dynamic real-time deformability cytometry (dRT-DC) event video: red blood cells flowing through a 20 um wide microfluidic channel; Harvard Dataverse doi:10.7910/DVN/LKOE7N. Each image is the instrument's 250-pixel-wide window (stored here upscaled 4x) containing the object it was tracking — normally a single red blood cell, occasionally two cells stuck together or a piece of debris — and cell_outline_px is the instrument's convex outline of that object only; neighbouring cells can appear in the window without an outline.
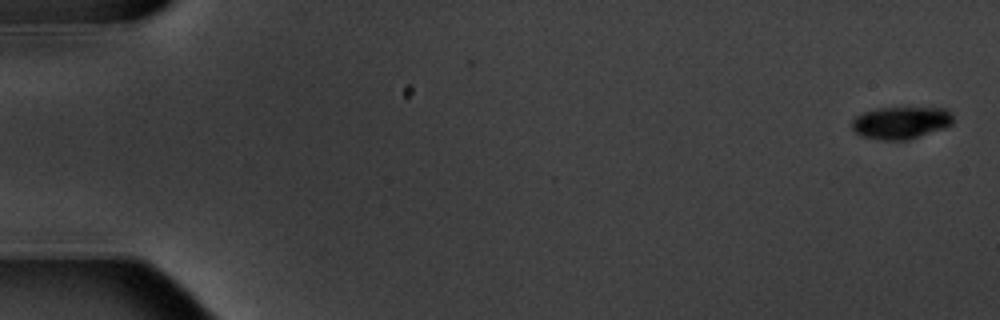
{"species": "common noctule bat (a hibernating species)", "species_latin": "Nyctalus noctula", "temperature_condition": "warm", "stored_images_in_passage": 5, "camera_frame_rate_fps": 3000, "um_per_image_px": 0.085, "animal": {"sex": "male", "body_mass_g": 20.1, "forearm_length_mm": 53.5}, "frame": {"image": 1, "passage_image": 1, "time_ms": 0.0, "image_size_px": [1000, 320], "cell_outline_px": [[952, 124], [944, 128], [908, 140], [880, 140], [860, 136], [852, 128], [852, 120], [856, 116], [864, 112], [876, 108], [944, 108], [952, 112]], "centroid_in_image_um": [76.57, 10.43], "position_along_channel_um": 8.4, "area_um2": 19.07}}